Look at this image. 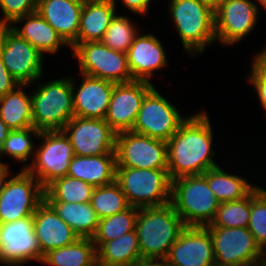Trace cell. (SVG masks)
I'll return each mask as SVG.
<instances>
[{"label": "cell", "mask_w": 266, "mask_h": 266, "mask_svg": "<svg viewBox=\"0 0 266 266\" xmlns=\"http://www.w3.org/2000/svg\"><path fill=\"white\" fill-rule=\"evenodd\" d=\"M205 111L195 113L167 141L168 174L171 180L203 174L218 166L213 157V131Z\"/></svg>", "instance_id": "obj_1"}, {"label": "cell", "mask_w": 266, "mask_h": 266, "mask_svg": "<svg viewBox=\"0 0 266 266\" xmlns=\"http://www.w3.org/2000/svg\"><path fill=\"white\" fill-rule=\"evenodd\" d=\"M185 227L171 202L139 208L135 229L142 257L165 259Z\"/></svg>", "instance_id": "obj_2"}, {"label": "cell", "mask_w": 266, "mask_h": 266, "mask_svg": "<svg viewBox=\"0 0 266 266\" xmlns=\"http://www.w3.org/2000/svg\"><path fill=\"white\" fill-rule=\"evenodd\" d=\"M169 14L182 46L191 57L215 42V10L202 0H170Z\"/></svg>", "instance_id": "obj_3"}, {"label": "cell", "mask_w": 266, "mask_h": 266, "mask_svg": "<svg viewBox=\"0 0 266 266\" xmlns=\"http://www.w3.org/2000/svg\"><path fill=\"white\" fill-rule=\"evenodd\" d=\"M171 203L186 226L201 227L210 225L220 206L209 188L206 172L172 180Z\"/></svg>", "instance_id": "obj_4"}, {"label": "cell", "mask_w": 266, "mask_h": 266, "mask_svg": "<svg viewBox=\"0 0 266 266\" xmlns=\"http://www.w3.org/2000/svg\"><path fill=\"white\" fill-rule=\"evenodd\" d=\"M31 93L33 127L36 130H63L66 123L74 116L72 100V77L50 80L40 84Z\"/></svg>", "instance_id": "obj_5"}, {"label": "cell", "mask_w": 266, "mask_h": 266, "mask_svg": "<svg viewBox=\"0 0 266 266\" xmlns=\"http://www.w3.org/2000/svg\"><path fill=\"white\" fill-rule=\"evenodd\" d=\"M115 182L130 206L143 208L171 202L172 180L167 169L116 167Z\"/></svg>", "instance_id": "obj_6"}, {"label": "cell", "mask_w": 266, "mask_h": 266, "mask_svg": "<svg viewBox=\"0 0 266 266\" xmlns=\"http://www.w3.org/2000/svg\"><path fill=\"white\" fill-rule=\"evenodd\" d=\"M37 139L43 141L35 147L34 159L26 170L45 188L53 180L67 175L75 154L63 130L42 131Z\"/></svg>", "instance_id": "obj_7"}, {"label": "cell", "mask_w": 266, "mask_h": 266, "mask_svg": "<svg viewBox=\"0 0 266 266\" xmlns=\"http://www.w3.org/2000/svg\"><path fill=\"white\" fill-rule=\"evenodd\" d=\"M71 50L81 74L116 84L133 80L126 53L115 51L101 41L77 43Z\"/></svg>", "instance_id": "obj_8"}, {"label": "cell", "mask_w": 266, "mask_h": 266, "mask_svg": "<svg viewBox=\"0 0 266 266\" xmlns=\"http://www.w3.org/2000/svg\"><path fill=\"white\" fill-rule=\"evenodd\" d=\"M45 200L44 187L27 170L9 177L0 194V224L33 217Z\"/></svg>", "instance_id": "obj_9"}, {"label": "cell", "mask_w": 266, "mask_h": 266, "mask_svg": "<svg viewBox=\"0 0 266 266\" xmlns=\"http://www.w3.org/2000/svg\"><path fill=\"white\" fill-rule=\"evenodd\" d=\"M0 54L8 72L20 83L31 85L43 78V57L10 26H0Z\"/></svg>", "instance_id": "obj_10"}, {"label": "cell", "mask_w": 266, "mask_h": 266, "mask_svg": "<svg viewBox=\"0 0 266 266\" xmlns=\"http://www.w3.org/2000/svg\"><path fill=\"white\" fill-rule=\"evenodd\" d=\"M187 118L154 86L145 95L131 131L167 142Z\"/></svg>", "instance_id": "obj_11"}, {"label": "cell", "mask_w": 266, "mask_h": 266, "mask_svg": "<svg viewBox=\"0 0 266 266\" xmlns=\"http://www.w3.org/2000/svg\"><path fill=\"white\" fill-rule=\"evenodd\" d=\"M116 167L167 169V142L132 131L116 134Z\"/></svg>", "instance_id": "obj_12"}, {"label": "cell", "mask_w": 266, "mask_h": 266, "mask_svg": "<svg viewBox=\"0 0 266 266\" xmlns=\"http://www.w3.org/2000/svg\"><path fill=\"white\" fill-rule=\"evenodd\" d=\"M213 241L215 263L253 266L265 252L248 228L207 227Z\"/></svg>", "instance_id": "obj_13"}, {"label": "cell", "mask_w": 266, "mask_h": 266, "mask_svg": "<svg viewBox=\"0 0 266 266\" xmlns=\"http://www.w3.org/2000/svg\"><path fill=\"white\" fill-rule=\"evenodd\" d=\"M63 131L76 156L115 154L116 133L104 119L73 116Z\"/></svg>", "instance_id": "obj_14"}, {"label": "cell", "mask_w": 266, "mask_h": 266, "mask_svg": "<svg viewBox=\"0 0 266 266\" xmlns=\"http://www.w3.org/2000/svg\"><path fill=\"white\" fill-rule=\"evenodd\" d=\"M259 7L251 0H225L215 10V37L222 45L238 44L255 28Z\"/></svg>", "instance_id": "obj_15"}, {"label": "cell", "mask_w": 266, "mask_h": 266, "mask_svg": "<svg viewBox=\"0 0 266 266\" xmlns=\"http://www.w3.org/2000/svg\"><path fill=\"white\" fill-rule=\"evenodd\" d=\"M153 87L141 80L115 84L104 120L116 134L132 130L142 101Z\"/></svg>", "instance_id": "obj_16"}, {"label": "cell", "mask_w": 266, "mask_h": 266, "mask_svg": "<svg viewBox=\"0 0 266 266\" xmlns=\"http://www.w3.org/2000/svg\"><path fill=\"white\" fill-rule=\"evenodd\" d=\"M165 260L167 266H213L215 256L209 229L186 226Z\"/></svg>", "instance_id": "obj_17"}, {"label": "cell", "mask_w": 266, "mask_h": 266, "mask_svg": "<svg viewBox=\"0 0 266 266\" xmlns=\"http://www.w3.org/2000/svg\"><path fill=\"white\" fill-rule=\"evenodd\" d=\"M0 259L20 266L41 263V251L33 230V217L0 224Z\"/></svg>", "instance_id": "obj_18"}, {"label": "cell", "mask_w": 266, "mask_h": 266, "mask_svg": "<svg viewBox=\"0 0 266 266\" xmlns=\"http://www.w3.org/2000/svg\"><path fill=\"white\" fill-rule=\"evenodd\" d=\"M33 230L41 251V261L49 251L71 245L80 238L46 200L34 212Z\"/></svg>", "instance_id": "obj_19"}, {"label": "cell", "mask_w": 266, "mask_h": 266, "mask_svg": "<svg viewBox=\"0 0 266 266\" xmlns=\"http://www.w3.org/2000/svg\"><path fill=\"white\" fill-rule=\"evenodd\" d=\"M81 75L83 76L82 83L78 85V88L72 78L74 116L104 119L116 83L85 74Z\"/></svg>", "instance_id": "obj_20"}, {"label": "cell", "mask_w": 266, "mask_h": 266, "mask_svg": "<svg viewBox=\"0 0 266 266\" xmlns=\"http://www.w3.org/2000/svg\"><path fill=\"white\" fill-rule=\"evenodd\" d=\"M164 49L160 40L153 34H137L126 53L133 80L151 83L153 72L168 65Z\"/></svg>", "instance_id": "obj_21"}, {"label": "cell", "mask_w": 266, "mask_h": 266, "mask_svg": "<svg viewBox=\"0 0 266 266\" xmlns=\"http://www.w3.org/2000/svg\"><path fill=\"white\" fill-rule=\"evenodd\" d=\"M85 0H39L37 12L72 48L77 44L79 22Z\"/></svg>", "instance_id": "obj_22"}, {"label": "cell", "mask_w": 266, "mask_h": 266, "mask_svg": "<svg viewBox=\"0 0 266 266\" xmlns=\"http://www.w3.org/2000/svg\"><path fill=\"white\" fill-rule=\"evenodd\" d=\"M21 22L23 25L19 28L18 23ZM10 27L43 55L45 53L53 55L60 50V47L69 46L37 11L18 18Z\"/></svg>", "instance_id": "obj_23"}, {"label": "cell", "mask_w": 266, "mask_h": 266, "mask_svg": "<svg viewBox=\"0 0 266 266\" xmlns=\"http://www.w3.org/2000/svg\"><path fill=\"white\" fill-rule=\"evenodd\" d=\"M116 155L74 156L69 163L67 176L80 179L95 187L115 182Z\"/></svg>", "instance_id": "obj_24"}, {"label": "cell", "mask_w": 266, "mask_h": 266, "mask_svg": "<svg viewBox=\"0 0 266 266\" xmlns=\"http://www.w3.org/2000/svg\"><path fill=\"white\" fill-rule=\"evenodd\" d=\"M116 6L112 0H85L77 43L101 41L116 14Z\"/></svg>", "instance_id": "obj_25"}, {"label": "cell", "mask_w": 266, "mask_h": 266, "mask_svg": "<svg viewBox=\"0 0 266 266\" xmlns=\"http://www.w3.org/2000/svg\"><path fill=\"white\" fill-rule=\"evenodd\" d=\"M26 86L19 85L14 91L0 97V118L10 130L33 127L31 93L26 94Z\"/></svg>", "instance_id": "obj_26"}, {"label": "cell", "mask_w": 266, "mask_h": 266, "mask_svg": "<svg viewBox=\"0 0 266 266\" xmlns=\"http://www.w3.org/2000/svg\"><path fill=\"white\" fill-rule=\"evenodd\" d=\"M97 262L107 266H131L142 258L136 229L117 239L103 242L97 249Z\"/></svg>", "instance_id": "obj_27"}, {"label": "cell", "mask_w": 266, "mask_h": 266, "mask_svg": "<svg viewBox=\"0 0 266 266\" xmlns=\"http://www.w3.org/2000/svg\"><path fill=\"white\" fill-rule=\"evenodd\" d=\"M80 238H92L97 230L99 218L89 203L47 201Z\"/></svg>", "instance_id": "obj_28"}, {"label": "cell", "mask_w": 266, "mask_h": 266, "mask_svg": "<svg viewBox=\"0 0 266 266\" xmlns=\"http://www.w3.org/2000/svg\"><path fill=\"white\" fill-rule=\"evenodd\" d=\"M206 180L220 203L243 199L257 186L244 177L228 173L220 165L206 171Z\"/></svg>", "instance_id": "obj_29"}, {"label": "cell", "mask_w": 266, "mask_h": 266, "mask_svg": "<svg viewBox=\"0 0 266 266\" xmlns=\"http://www.w3.org/2000/svg\"><path fill=\"white\" fill-rule=\"evenodd\" d=\"M96 261V246L92 239L79 238L71 245L49 251L41 263L50 266H92Z\"/></svg>", "instance_id": "obj_30"}, {"label": "cell", "mask_w": 266, "mask_h": 266, "mask_svg": "<svg viewBox=\"0 0 266 266\" xmlns=\"http://www.w3.org/2000/svg\"><path fill=\"white\" fill-rule=\"evenodd\" d=\"M94 187L80 179L64 176L44 188L46 201L89 203Z\"/></svg>", "instance_id": "obj_31"}, {"label": "cell", "mask_w": 266, "mask_h": 266, "mask_svg": "<svg viewBox=\"0 0 266 266\" xmlns=\"http://www.w3.org/2000/svg\"><path fill=\"white\" fill-rule=\"evenodd\" d=\"M138 209L139 208L137 207L130 206L122 212L100 219L97 230L91 238L96 249L103 242L117 239L120 236L133 231L136 227Z\"/></svg>", "instance_id": "obj_32"}, {"label": "cell", "mask_w": 266, "mask_h": 266, "mask_svg": "<svg viewBox=\"0 0 266 266\" xmlns=\"http://www.w3.org/2000/svg\"><path fill=\"white\" fill-rule=\"evenodd\" d=\"M90 204L99 220L130 207L125 194L116 182L106 186L95 187Z\"/></svg>", "instance_id": "obj_33"}, {"label": "cell", "mask_w": 266, "mask_h": 266, "mask_svg": "<svg viewBox=\"0 0 266 266\" xmlns=\"http://www.w3.org/2000/svg\"><path fill=\"white\" fill-rule=\"evenodd\" d=\"M40 131L34 127L23 130H10L8 137L0 149V156L8 155L17 162L24 164L22 169L26 170L29 164L27 163L30 157H34L35 147L31 137L38 138ZM32 155V156H31Z\"/></svg>", "instance_id": "obj_34"}, {"label": "cell", "mask_w": 266, "mask_h": 266, "mask_svg": "<svg viewBox=\"0 0 266 266\" xmlns=\"http://www.w3.org/2000/svg\"><path fill=\"white\" fill-rule=\"evenodd\" d=\"M250 220V193L243 199L220 203L215 217L206 227L247 228Z\"/></svg>", "instance_id": "obj_35"}, {"label": "cell", "mask_w": 266, "mask_h": 266, "mask_svg": "<svg viewBox=\"0 0 266 266\" xmlns=\"http://www.w3.org/2000/svg\"><path fill=\"white\" fill-rule=\"evenodd\" d=\"M137 34L139 30L136 24L128 17L116 13L101 42L115 51L127 53Z\"/></svg>", "instance_id": "obj_36"}, {"label": "cell", "mask_w": 266, "mask_h": 266, "mask_svg": "<svg viewBox=\"0 0 266 266\" xmlns=\"http://www.w3.org/2000/svg\"><path fill=\"white\" fill-rule=\"evenodd\" d=\"M247 228L266 253V189L259 186L250 192V220Z\"/></svg>", "instance_id": "obj_37"}, {"label": "cell", "mask_w": 266, "mask_h": 266, "mask_svg": "<svg viewBox=\"0 0 266 266\" xmlns=\"http://www.w3.org/2000/svg\"><path fill=\"white\" fill-rule=\"evenodd\" d=\"M37 0H0V10L4 17L0 26H10L15 20L37 11Z\"/></svg>", "instance_id": "obj_38"}, {"label": "cell", "mask_w": 266, "mask_h": 266, "mask_svg": "<svg viewBox=\"0 0 266 266\" xmlns=\"http://www.w3.org/2000/svg\"><path fill=\"white\" fill-rule=\"evenodd\" d=\"M249 82L255 88L262 109L266 111V74L262 72L253 62L251 64Z\"/></svg>", "instance_id": "obj_39"}, {"label": "cell", "mask_w": 266, "mask_h": 266, "mask_svg": "<svg viewBox=\"0 0 266 266\" xmlns=\"http://www.w3.org/2000/svg\"><path fill=\"white\" fill-rule=\"evenodd\" d=\"M20 83L8 72L0 54V97L14 91Z\"/></svg>", "instance_id": "obj_40"}, {"label": "cell", "mask_w": 266, "mask_h": 266, "mask_svg": "<svg viewBox=\"0 0 266 266\" xmlns=\"http://www.w3.org/2000/svg\"><path fill=\"white\" fill-rule=\"evenodd\" d=\"M151 2L152 0H121L127 10L140 16L149 13Z\"/></svg>", "instance_id": "obj_41"}, {"label": "cell", "mask_w": 266, "mask_h": 266, "mask_svg": "<svg viewBox=\"0 0 266 266\" xmlns=\"http://www.w3.org/2000/svg\"><path fill=\"white\" fill-rule=\"evenodd\" d=\"M131 266H167L165 259L159 258H139Z\"/></svg>", "instance_id": "obj_42"}, {"label": "cell", "mask_w": 266, "mask_h": 266, "mask_svg": "<svg viewBox=\"0 0 266 266\" xmlns=\"http://www.w3.org/2000/svg\"><path fill=\"white\" fill-rule=\"evenodd\" d=\"M252 62L266 74V46L264 49H261V52L256 53L253 57Z\"/></svg>", "instance_id": "obj_43"}, {"label": "cell", "mask_w": 266, "mask_h": 266, "mask_svg": "<svg viewBox=\"0 0 266 266\" xmlns=\"http://www.w3.org/2000/svg\"><path fill=\"white\" fill-rule=\"evenodd\" d=\"M8 166L9 165L7 163L5 164L0 161V194L9 179L8 176L10 177V170Z\"/></svg>", "instance_id": "obj_44"}, {"label": "cell", "mask_w": 266, "mask_h": 266, "mask_svg": "<svg viewBox=\"0 0 266 266\" xmlns=\"http://www.w3.org/2000/svg\"><path fill=\"white\" fill-rule=\"evenodd\" d=\"M10 129L7 127L5 122L0 118V149L4 143V140L8 137Z\"/></svg>", "instance_id": "obj_45"}, {"label": "cell", "mask_w": 266, "mask_h": 266, "mask_svg": "<svg viewBox=\"0 0 266 266\" xmlns=\"http://www.w3.org/2000/svg\"><path fill=\"white\" fill-rule=\"evenodd\" d=\"M207 5L211 6L214 10H216L225 0H202Z\"/></svg>", "instance_id": "obj_46"}, {"label": "cell", "mask_w": 266, "mask_h": 266, "mask_svg": "<svg viewBox=\"0 0 266 266\" xmlns=\"http://www.w3.org/2000/svg\"><path fill=\"white\" fill-rule=\"evenodd\" d=\"M1 264L3 265V266H16L15 264H13V263H10V262H7V261H4L3 259H0V266H1Z\"/></svg>", "instance_id": "obj_47"}, {"label": "cell", "mask_w": 266, "mask_h": 266, "mask_svg": "<svg viewBox=\"0 0 266 266\" xmlns=\"http://www.w3.org/2000/svg\"><path fill=\"white\" fill-rule=\"evenodd\" d=\"M213 266H245V265H233V264H220V263H215Z\"/></svg>", "instance_id": "obj_48"}, {"label": "cell", "mask_w": 266, "mask_h": 266, "mask_svg": "<svg viewBox=\"0 0 266 266\" xmlns=\"http://www.w3.org/2000/svg\"><path fill=\"white\" fill-rule=\"evenodd\" d=\"M257 1L266 10V0H257Z\"/></svg>", "instance_id": "obj_49"}, {"label": "cell", "mask_w": 266, "mask_h": 266, "mask_svg": "<svg viewBox=\"0 0 266 266\" xmlns=\"http://www.w3.org/2000/svg\"><path fill=\"white\" fill-rule=\"evenodd\" d=\"M92 266H107V265L100 264L99 262L96 261Z\"/></svg>", "instance_id": "obj_50"}]
</instances>
